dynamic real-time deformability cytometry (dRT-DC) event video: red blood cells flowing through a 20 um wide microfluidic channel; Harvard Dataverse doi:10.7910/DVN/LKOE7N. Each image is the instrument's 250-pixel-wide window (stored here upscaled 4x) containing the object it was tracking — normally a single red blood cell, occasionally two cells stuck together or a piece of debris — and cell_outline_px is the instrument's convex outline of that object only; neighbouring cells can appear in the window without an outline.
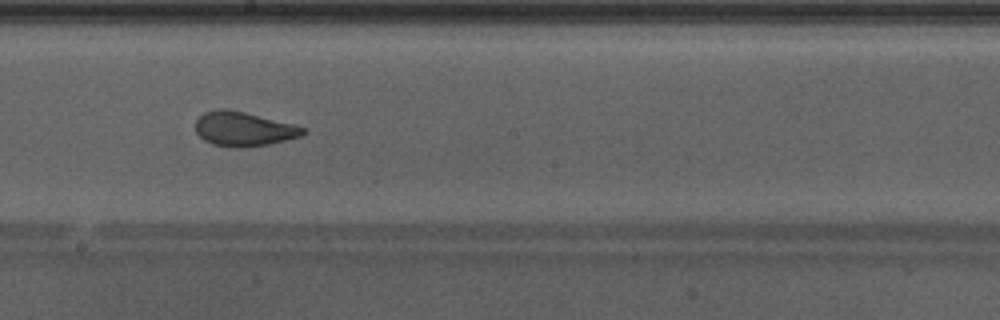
{"species": "Egyptian fruit bat (a non-hibernating species)", "species_latin": "Rousettus aegyptiacus", "temperature_condition": "warm", "stored_images_in_passage": 49, "camera_frame_rate_fps": 3000, "um_per_image_px": 0.085, "animal": {"sex": "male"}, "frame": {"image": 1, "passage_image": 28, "time_ms": 9.0, "image_size_px": [1000, 320], "cell_outline_px": [[308, 132], [300, 136], [268, 144], [240, 148], [236, 148], [212, 144], [204, 140], [196, 132], [196, 120], [204, 112], [220, 108], [224, 108], [244, 112], [292, 124], [304, 128]], "centroid_in_image_um": [20.68, 10.96], "position_along_channel_um": 227.5, "area_um2": 21.27}, "authors_computed_cell_mechanics": {"area_um2": 23.7558, "velocity_mm_per_s": 4.2967, "shape_relaxation_time_tau1_ms": 6.6634, "shape_relaxation_time_tau2_ms": 1.0182, "deformation_change_tau1": 0.1683, "deformation_change_tau2": 0.0625}}